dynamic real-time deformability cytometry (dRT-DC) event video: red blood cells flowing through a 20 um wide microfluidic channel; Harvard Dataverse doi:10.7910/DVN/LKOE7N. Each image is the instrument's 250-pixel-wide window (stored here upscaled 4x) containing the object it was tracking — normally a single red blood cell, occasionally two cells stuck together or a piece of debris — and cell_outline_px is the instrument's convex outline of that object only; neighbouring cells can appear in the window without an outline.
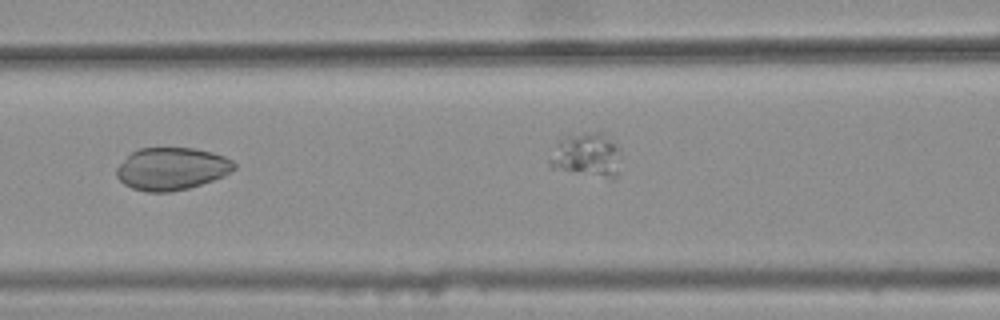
{"species": "common noctule bat (a hibernating species)", "species_latin": "Nyctalus noctula", "temperature_condition": "warm", "stored_images_in_passage": 10, "camera_frame_rate_fps": 3000, "um_per_image_px": 0.085, "animal": {"sex": "female", "body_mass_g": 25.1}, "frame": {"image": 1, "passage_image": 7, "time_ms": 2.0, "image_size_px": [1000, 320], "cell_outline_px": [[236, 168], [224, 176], [188, 188], [168, 192], [148, 192], [132, 188], [124, 184], [116, 176], [116, 168], [132, 152], [140, 148], [192, 148], [212, 152], [224, 156], [232, 160], [236, 164]], "centroid_in_image_um": [14.6, 14.34], "position_along_channel_um": 152.0, "area_um2": 28.96}}
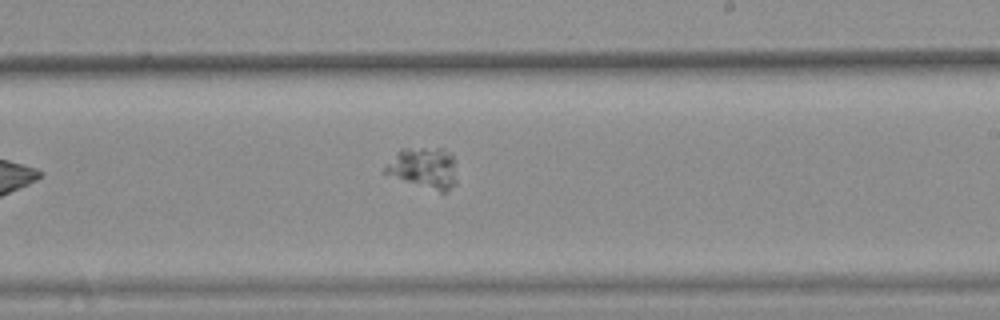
{"frame": {"image": 2, "passage_image": 10, "time_ms": 3.0, "image_size_px": [1000, 320], "cell_outline_px": [[456, 184], [448, 192], [440, 192], [384, 176], [384, 164], [400, 148], [444, 148], [452, 152]], "centroid_in_image_um": [35.96, 14.28], "position_along_channel_um": 253.0, "area_um2": 17.8}}